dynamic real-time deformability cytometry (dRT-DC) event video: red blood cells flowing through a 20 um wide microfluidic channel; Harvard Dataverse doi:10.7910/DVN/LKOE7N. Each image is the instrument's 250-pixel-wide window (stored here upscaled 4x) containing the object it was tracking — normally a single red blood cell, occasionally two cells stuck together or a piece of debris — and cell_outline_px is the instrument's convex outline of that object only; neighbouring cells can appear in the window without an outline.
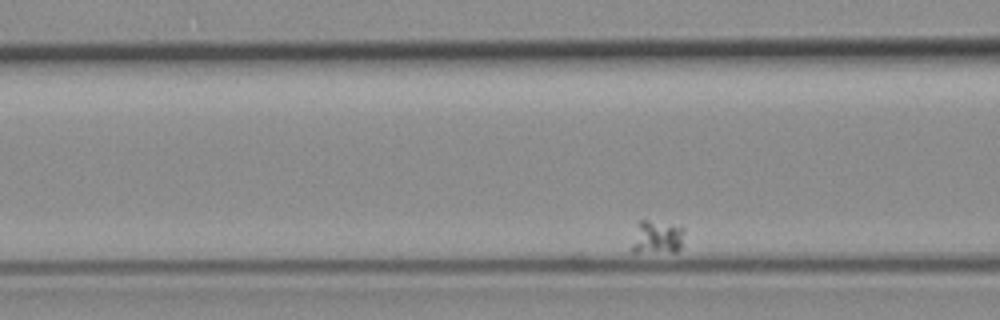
{"species": "common noctule bat (a hibernating species)", "species_latin": "Nyctalus noctula", "temperature_condition": "room temperature", "stored_images_in_passage": 45, "camera_frame_rate_fps": 3000, "um_per_image_px": 0.085, "animal": {"sex": "female", "body_mass_g": 19.3, "forearm_length_mm": 54.1}, "frame": {"image": 1, "passage_image": 6, "time_ms": 1.667, "image_size_px": [1000, 320], "cell_outline_px": [[684, 232], [680, 248], [676, 252], [632, 252], [632, 244], [636, 224], [640, 220], [648, 220], [684, 228]], "centroid_in_image_um": [55.82, 20.18], "position_along_channel_um": 110.8, "area_um2": 10.12}}
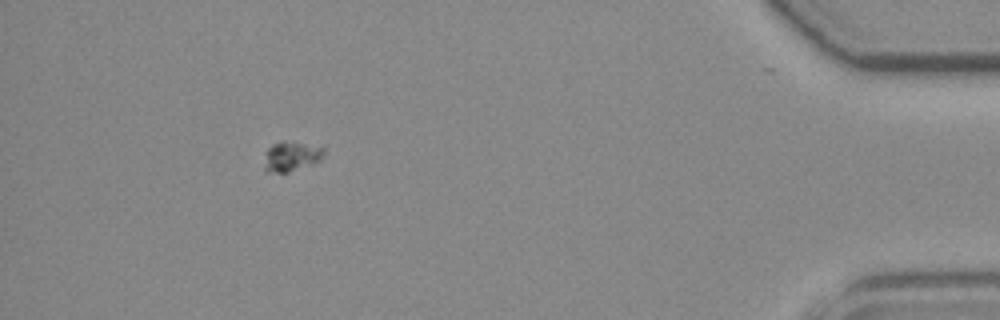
{"frame": {"image": 2, "passage_image": 40, "time_ms": 13.0, "image_size_px": [1000, 320], "cell_outline_px": [[324, 152], [320, 160], [288, 172], [264, 172], [264, 168], [268, 148], [272, 144], [280, 140], [284, 140], [324, 148]], "centroid_in_image_um": [24.72, 13.28], "position_along_channel_um": 410.5, "area_um2": 10.06}}